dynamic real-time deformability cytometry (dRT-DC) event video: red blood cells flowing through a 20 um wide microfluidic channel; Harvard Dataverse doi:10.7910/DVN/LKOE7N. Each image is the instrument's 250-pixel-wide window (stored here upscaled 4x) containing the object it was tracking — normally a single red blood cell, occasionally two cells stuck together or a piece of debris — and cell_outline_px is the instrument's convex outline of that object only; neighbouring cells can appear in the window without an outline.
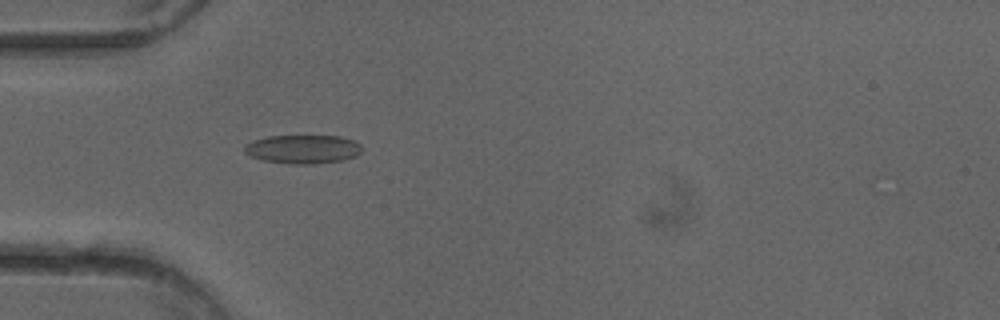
{"species": "common noctule bat (a hibernating species)", "species_latin": "Nyctalus noctula", "temperature_condition": "cold", "stored_images_in_passage": 43, "camera_frame_rate_fps": 3000, "um_per_image_px": 0.085, "animal": {"sex": "female"}, "frame": {"image": 1, "passage_image": 8, "time_ms": 2.333, "image_size_px": [1000, 320], "cell_outline_px": [[364, 148], [356, 156], [344, 160], [316, 164], [288, 164], [264, 160], [252, 156], [244, 152], [244, 144], [252, 140], [268, 136], [340, 136], [352, 140], [360, 144]], "centroid_in_image_um": [25.75, 12.68], "position_along_channel_um": 59.2, "area_um2": 19.83}}
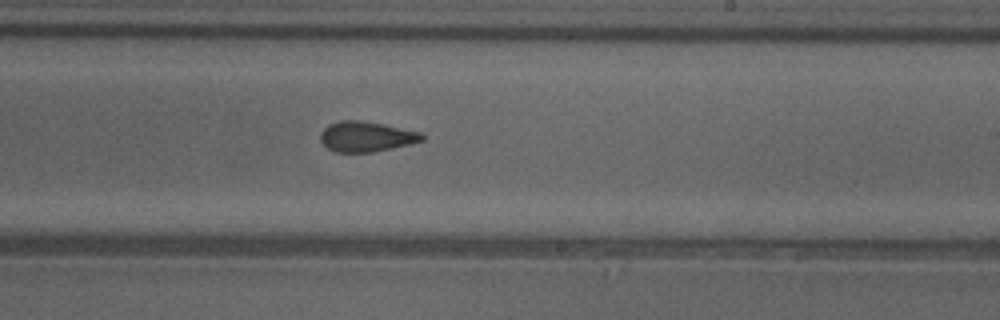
{"frame": {"image": 2, "passage_image": 23, "time_ms": 7.333, "image_size_px": [1000, 320], "cell_outline_px": [[424, 140], [392, 148], [372, 152], [336, 152], [328, 148], [320, 140], [320, 132], [328, 124], [340, 120], [356, 120], [384, 124], [424, 132]], "centroid_in_image_um": [31.14, 11.6], "position_along_channel_um": 257.9, "area_um2": 17.98}}
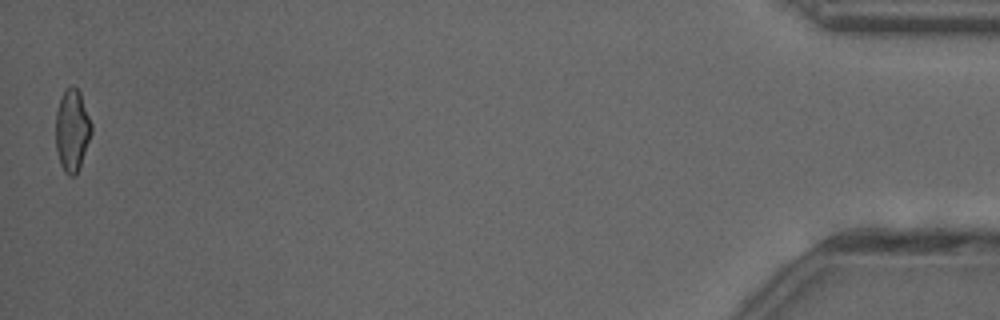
{"frame": {"image": 3, "passage_image": 43, "time_ms": 14.0, "image_size_px": [1000, 320], "cell_outline_px": [[92, 132], [76, 176], [68, 176], [64, 172], [60, 164], [56, 148], [56, 112], [64, 88], [72, 84], [80, 92], [92, 124]], "centroid_in_image_um": [6.13, 11.07], "position_along_channel_um": 429.1, "area_um2": 17.17}, "authors_computed_cell_mechanics": {"area_um2": 18.0336, "velocity_mm_per_s": 4.0247, "shape_relaxation_time_tau1_ms": null, "shape_relaxation_time_tau2_ms": 2.0201, "deformation_change_tau1": null, "deformation_change_tau2": 0.0894}}